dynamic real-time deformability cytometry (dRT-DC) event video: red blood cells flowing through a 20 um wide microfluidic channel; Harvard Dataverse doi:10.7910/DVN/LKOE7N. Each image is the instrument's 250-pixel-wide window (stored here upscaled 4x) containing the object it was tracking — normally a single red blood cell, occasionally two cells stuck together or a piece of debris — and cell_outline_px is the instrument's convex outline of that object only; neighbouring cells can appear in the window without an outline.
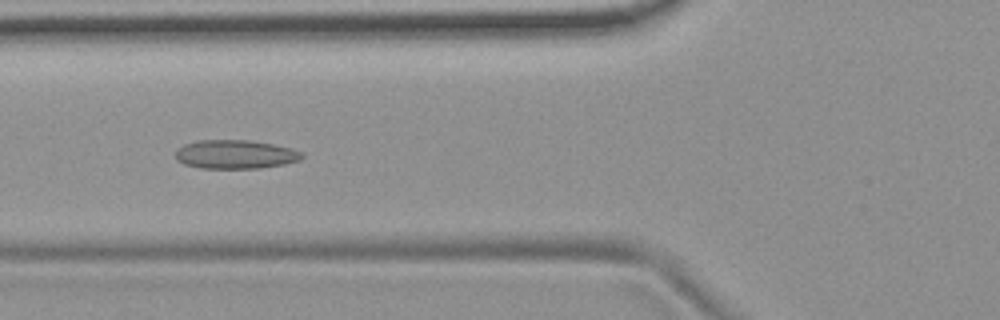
{"species": "common noctule bat (a hibernating species)", "species_latin": "Nyctalus noctula", "temperature_condition": "room temperature", "stored_images_in_passage": 10, "camera_frame_rate_fps": 3000, "um_per_image_px": 0.085, "animal": {"sex": "female", "body_mass_g": 19.9}, "frame": {"image": 1, "passage_image": 7, "time_ms": 2.0, "image_size_px": [1000, 320], "cell_outline_px": [[304, 156], [300, 160], [284, 164], [260, 168], [200, 168], [184, 164], [176, 160], [176, 148], [184, 144], [196, 140], [248, 140], [272, 144], [292, 148], [304, 152]], "centroid_in_image_um": [20.0, 13.12], "position_along_channel_um": 105.8, "area_um2": 21.39}}